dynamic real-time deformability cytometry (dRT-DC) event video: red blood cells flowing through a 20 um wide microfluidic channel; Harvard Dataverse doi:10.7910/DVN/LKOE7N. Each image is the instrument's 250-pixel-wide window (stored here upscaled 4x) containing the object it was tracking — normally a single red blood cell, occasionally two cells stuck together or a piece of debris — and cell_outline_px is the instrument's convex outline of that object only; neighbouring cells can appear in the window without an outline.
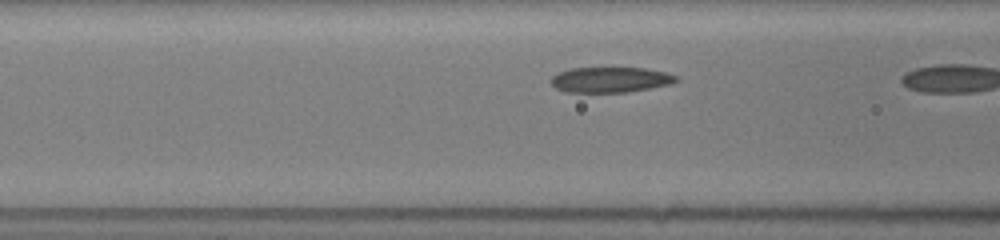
{"species": "common noctule bat (a hibernating species)", "species_latin": "Nyctalus noctula", "temperature_condition": "room temperature", "stored_images_in_passage": 7, "camera_frame_rate_fps": 3000, "um_per_image_px": 0.085, "animal": {"sex": "female", "body_mass_g": 19.5, "forearm_length_mm": 54.1}, "frame": {"image": 1, "passage_image": 6, "time_ms": 1.667, "image_size_px": [1000, 240], "cell_outline_px": [[680, 80], [672, 84], [628, 92], [564, 92], [556, 88], [548, 80], [552, 76], [560, 72], [572, 68], [612, 64], [644, 68], [668, 72], [676, 76]], "centroid_in_image_um": [51.9, 6.72], "position_along_channel_um": 114.7, "area_um2": 19.71}}